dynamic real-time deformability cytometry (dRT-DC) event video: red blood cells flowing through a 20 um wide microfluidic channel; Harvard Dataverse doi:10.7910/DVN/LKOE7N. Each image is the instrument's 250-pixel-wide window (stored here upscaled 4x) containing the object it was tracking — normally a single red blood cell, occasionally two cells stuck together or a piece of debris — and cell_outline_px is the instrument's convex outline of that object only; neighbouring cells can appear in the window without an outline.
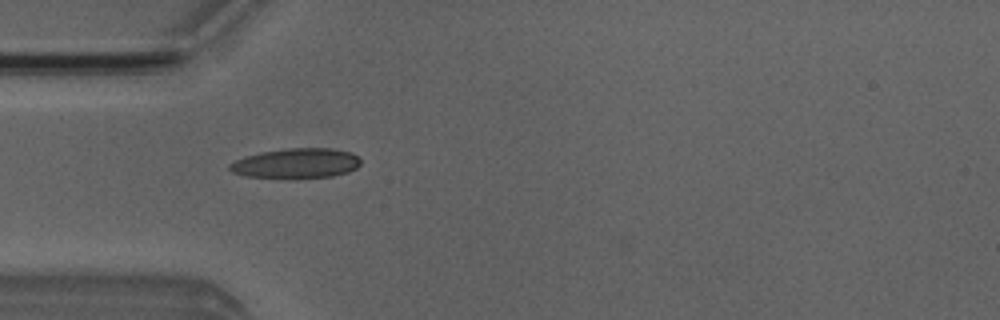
{"species": "Egyptian fruit bat (a non-hibernating species)", "species_latin": "Rousettus aegyptiacus", "temperature_condition": "room temperature", "stored_images_in_passage": 2, "camera_frame_rate_fps": 3000, "um_per_image_px": 0.085, "animal": {"sex": "male"}, "frame": {"image": 1, "passage_image": 1, "time_ms": 0.0, "image_size_px": [1000, 320], "cell_outline_px": [[360, 164], [356, 168], [348, 172], [332, 176], [292, 180], [244, 176], [232, 172], [228, 168], [228, 164], [236, 160], [260, 152], [284, 148], [332, 148], [352, 152], [360, 160]], "centroid_in_image_um": [25.16, 13.91], "position_along_channel_um": 59.8, "area_um2": 23.47}}